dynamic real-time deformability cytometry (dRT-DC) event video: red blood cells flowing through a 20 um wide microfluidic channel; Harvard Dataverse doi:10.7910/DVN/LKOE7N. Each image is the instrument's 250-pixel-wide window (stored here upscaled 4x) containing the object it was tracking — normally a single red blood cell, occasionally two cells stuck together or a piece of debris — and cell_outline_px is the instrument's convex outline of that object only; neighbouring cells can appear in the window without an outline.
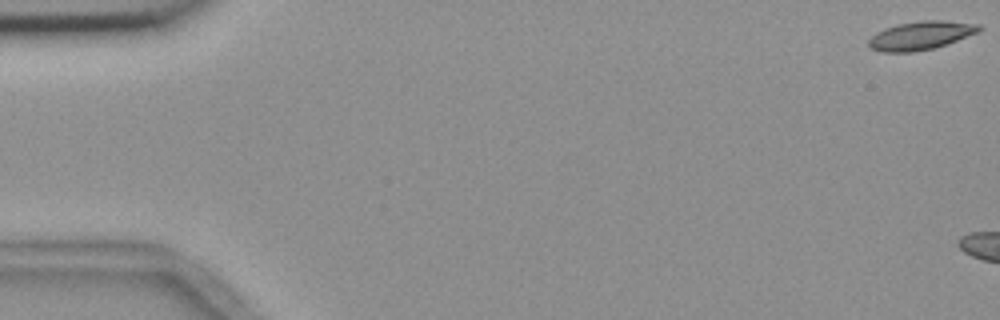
{"species": "common noctule bat (a hibernating species)", "species_latin": "Nyctalus noctula", "temperature_condition": "room temperature", "stored_images_in_passage": 14, "camera_frame_rate_fps": 3000, "um_per_image_px": 0.085, "animal": {"sex": "female", "body_mass_g": 18.4}, "frame": {"image": 1, "passage_image": 1, "time_ms": 0.0, "image_size_px": [1000, 320], "cell_outline_px": [[984, 28], [980, 32], [936, 48], [912, 52], [880, 52], [868, 48], [868, 40], [876, 32], [884, 28], [900, 24], [924, 20], [944, 20], [980, 24]], "centroid_in_image_um": [78.29, 3.02], "position_along_channel_um": 6.7, "area_um2": 18.61}}